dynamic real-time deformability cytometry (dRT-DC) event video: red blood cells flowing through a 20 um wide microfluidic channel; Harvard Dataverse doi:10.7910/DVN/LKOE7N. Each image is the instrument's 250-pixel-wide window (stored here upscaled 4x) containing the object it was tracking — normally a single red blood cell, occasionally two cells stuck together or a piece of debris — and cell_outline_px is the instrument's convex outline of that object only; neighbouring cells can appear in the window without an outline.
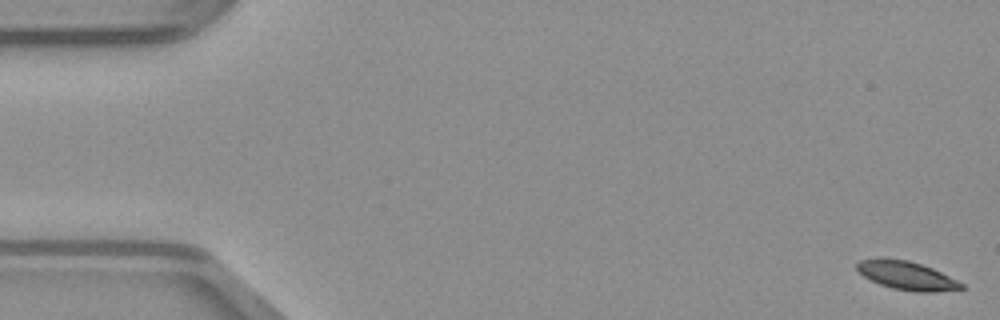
{"species": "common noctule bat (a hibernating species)", "species_latin": "Nyctalus noctula", "temperature_condition": "warm", "stored_images_in_passage": 50, "camera_frame_rate_fps": 3000, "um_per_image_px": 0.085, "animal": {"sex": "male", "body_mass_g": 23.1, "forearm_length_mm": 52.7}, "frame": {"image": 1, "passage_image": 1, "time_ms": 0.0, "image_size_px": [1000, 320], "cell_outline_px": [[964, 288], [936, 292], [916, 292], [892, 288], [880, 284], [864, 276], [856, 268], [856, 264], [860, 260], [880, 256], [908, 260], [932, 268], [964, 284]], "centroid_in_image_um": [77.03, 23.4], "position_along_channel_um": 8.0, "area_um2": 17.4}}
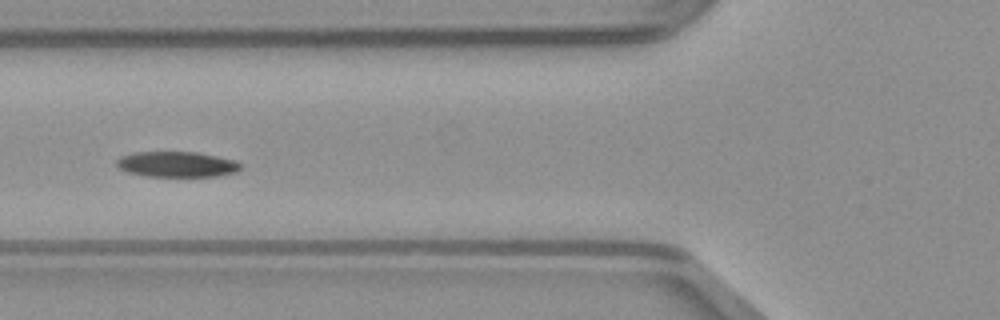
{"frame": {"image": 2, "passage_image": 19, "time_ms": 6.0, "image_size_px": [1000, 320], "cell_outline_px": [[240, 168], [236, 172], [216, 176], [148, 176], [128, 172], [120, 168], [116, 164], [116, 160], [120, 156], [132, 152], [196, 152], [236, 160], [240, 164]], "centroid_in_image_um": [15.01, 13.96], "position_along_channel_um": 110.8, "area_um2": 18.32}}
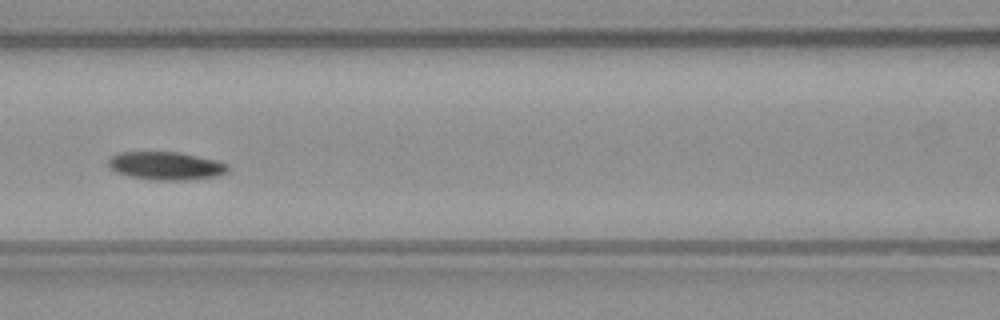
{"frame": {"image": 3, "passage_image": 22, "time_ms": 7.0, "image_size_px": [1000, 320], "cell_outline_px": [[228, 172], [216, 176], [184, 180], [152, 180], [132, 176], [116, 172], [108, 168], [108, 160], [112, 156], [120, 152], [176, 152], [216, 160], [228, 164]], "centroid_in_image_um": [14.09, 14.09], "position_along_channel_um": 152.5, "area_um2": 19.42}}